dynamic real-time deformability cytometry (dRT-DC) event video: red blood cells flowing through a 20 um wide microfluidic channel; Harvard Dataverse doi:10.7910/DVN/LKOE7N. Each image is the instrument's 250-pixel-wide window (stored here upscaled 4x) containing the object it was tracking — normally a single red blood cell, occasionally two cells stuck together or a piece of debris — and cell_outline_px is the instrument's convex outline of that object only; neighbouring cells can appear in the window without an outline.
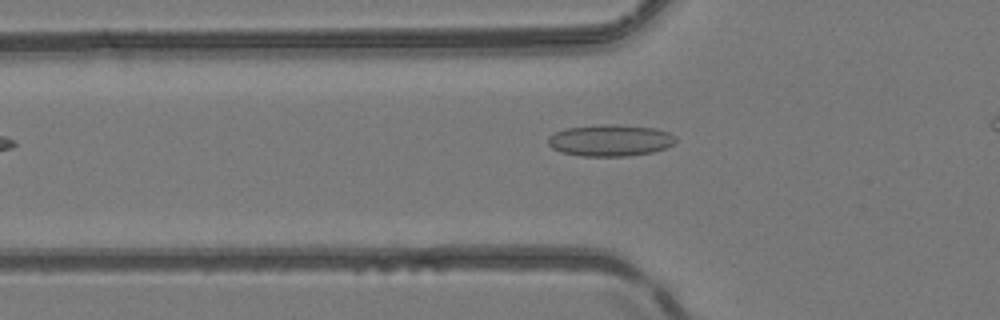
{"species": "common noctule bat (a hibernating species)", "species_latin": "Nyctalus noctula", "temperature_condition": "room temperature", "stored_images_in_passage": 31, "camera_frame_rate_fps": 3000, "um_per_image_px": 0.085, "animal": {"sex": "female", "body_mass_g": 24.6, "forearm_length_mm": 56.2}, "frame": {"image": 1, "passage_image": 4, "time_ms": 1.0, "image_size_px": [1000, 320], "cell_outline_px": [[676, 140], [672, 144], [664, 148], [652, 152], [628, 156], [580, 156], [560, 152], [552, 148], [548, 144], [548, 136], [564, 128], [600, 124], [612, 124], [656, 128], [668, 132], [676, 136]], "centroid_in_image_um": [51.84, 11.93], "position_along_channel_um": 74.0, "area_um2": 23.64}}
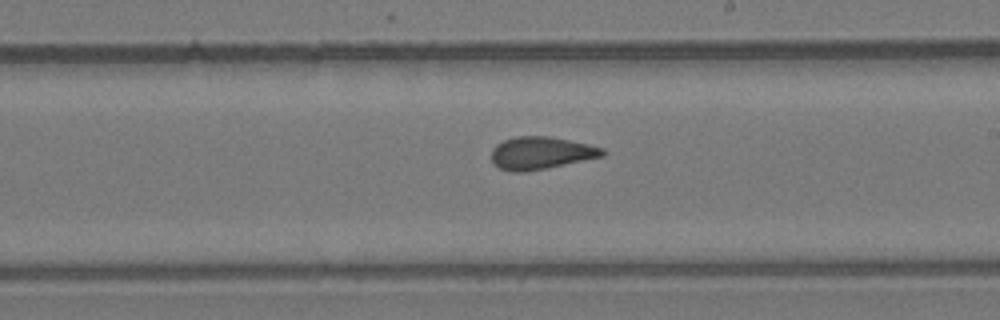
{"frame": {"image": 2, "passage_image": 16, "time_ms": 5.0, "image_size_px": [1000, 320], "cell_outline_px": [[604, 156], [524, 172], [512, 172], [500, 168], [492, 160], [492, 148], [496, 144], [504, 140], [516, 136], [548, 136], [588, 144], [604, 148]], "centroid_in_image_um": [45.96, 12.99], "position_along_channel_um": 243.0, "area_um2": 20.75}}
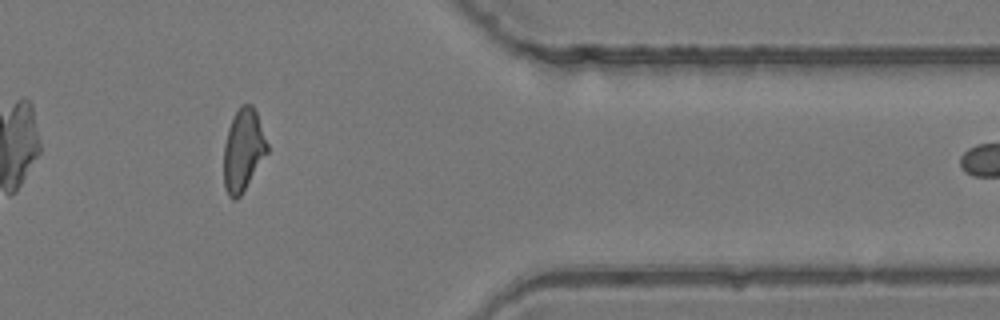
{"frame": {"image": 3, "passage_image": 28, "time_ms": 9.0, "image_size_px": [1000, 320], "cell_outline_px": [[268, 152], [240, 196], [236, 200], [232, 200], [228, 196], [224, 188], [224, 144], [228, 128], [240, 104], [252, 104], [256, 112], [268, 144]], "centroid_in_image_um": [20.66, 12.77], "position_along_channel_um": 390.7, "area_um2": 20.75}, "authors_computed_cell_mechanics": {"area_um2": 21.1548, "velocity_mm_per_s": 4.2122, "shape_relaxation_time_tau1_ms": null, "shape_relaxation_time_tau2_ms": 1.4767, "deformation_change_tau1": null, "deformation_change_tau2": 0.0955}}